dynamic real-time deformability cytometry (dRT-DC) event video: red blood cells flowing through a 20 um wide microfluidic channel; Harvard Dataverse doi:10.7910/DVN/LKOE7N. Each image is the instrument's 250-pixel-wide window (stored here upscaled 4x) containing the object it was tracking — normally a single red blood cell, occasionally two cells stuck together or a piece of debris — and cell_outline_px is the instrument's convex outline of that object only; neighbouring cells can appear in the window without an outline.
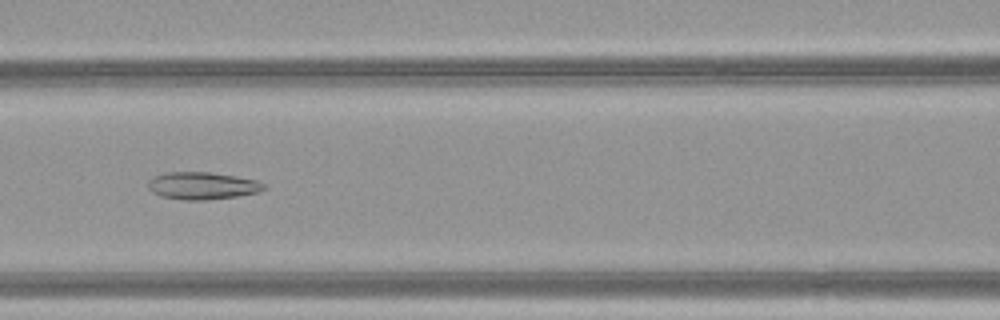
{"species": "common noctule bat (a hibernating species)", "species_latin": "Nyctalus noctula", "temperature_condition": "warm", "stored_images_in_passage": 47, "camera_frame_rate_fps": 3000, "um_per_image_px": 0.085, "animal": {"sex": "female", "body_mass_g": 21.9}, "frame": {"image": 1, "passage_image": 20, "time_ms": 6.333, "image_size_px": [1000, 320], "cell_outline_px": [[268, 188], [260, 192], [236, 196], [204, 200], [184, 200], [160, 196], [152, 192], [148, 188], [148, 180], [156, 176], [168, 172], [208, 172], [236, 176], [256, 180], [264, 184]], "centroid_in_image_um": [17.21, 15.79], "position_along_channel_um": 149.4, "area_um2": 18.44}}
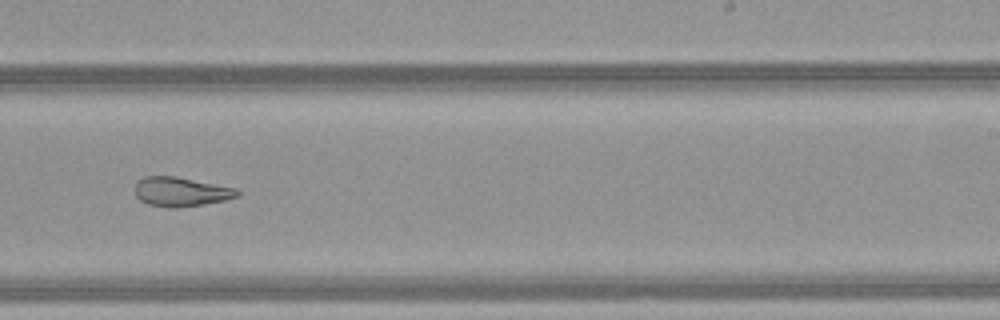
{"frame": {"image": 2, "passage_image": 29, "time_ms": 9.333, "image_size_px": [1000, 320], "cell_outline_px": [[240, 196], [224, 200], [204, 204], [176, 208], [172, 208], [148, 204], [140, 200], [136, 196], [136, 184], [144, 176], [176, 176], [236, 188], [240, 192]], "centroid_in_image_um": [15.4, 16.3], "position_along_channel_um": 273.6, "area_um2": 17.4}}
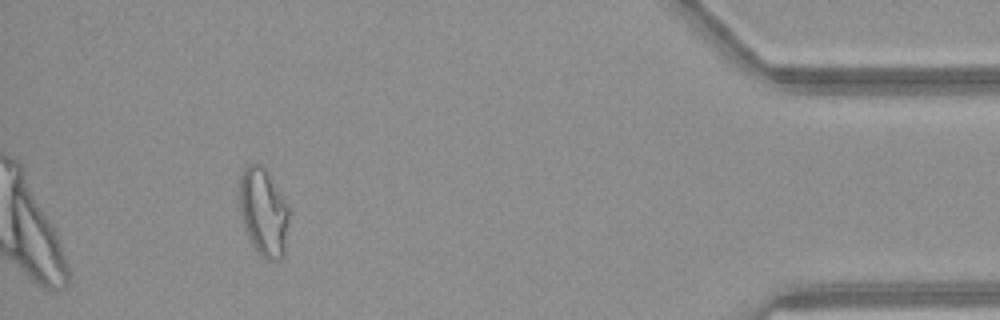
{"frame": {"image": 3, "passage_image": 43, "time_ms": 14.0, "image_size_px": [1000, 320], "cell_outline_px": [[288, 224], [284, 252], [280, 260], [268, 260], [260, 256], [256, 252], [244, 228], [240, 212], [240, 176], [244, 168], [248, 164], [260, 164], [264, 168], [288, 204]], "centroid_in_image_um": [22.39, 18.06], "position_along_channel_um": 412.8, "area_um2": 25.2}, "authors_computed_cell_mechanics": {"area_um2": 22.6576, "velocity_mm_per_s": 4.1491, "shape_relaxation_time_tau1_ms": null, "shape_relaxation_time_tau2_ms": 2.729, "deformation_change_tau1": null, "deformation_change_tau2": 0.1144}}